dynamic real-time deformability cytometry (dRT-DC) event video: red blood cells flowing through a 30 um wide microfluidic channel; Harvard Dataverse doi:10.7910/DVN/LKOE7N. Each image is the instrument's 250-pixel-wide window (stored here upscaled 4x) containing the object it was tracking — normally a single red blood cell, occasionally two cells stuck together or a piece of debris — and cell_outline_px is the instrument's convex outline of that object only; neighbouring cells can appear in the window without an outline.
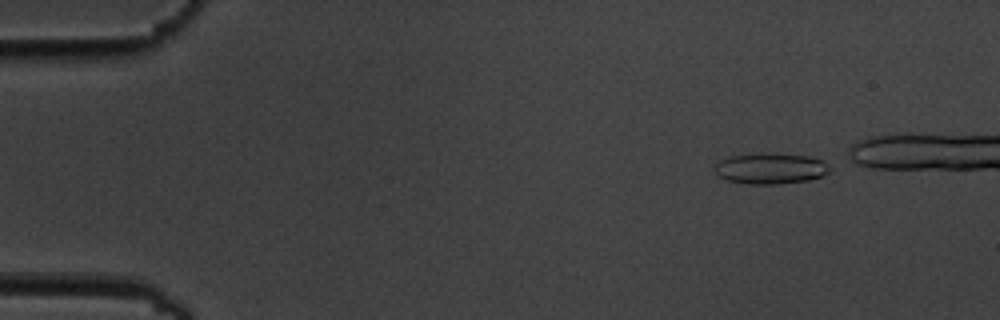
{"species": "common noctule bat (a hibernating species)", "species_latin": "Nyctalus noctula", "temperature_condition": "cold", "stored_images_in_passage": 5, "camera_frame_rate_fps": 3000, "um_per_image_px": 0.085, "animal": {"sex": "male", "body_mass_g": 19.5, "forearm_length_mm": 54.6}, "frame": {"image": 1, "passage_image": 1, "time_ms": 0.0, "image_size_px": [1000, 320], "cell_outline_px": [[832, 172], [808, 180], [780, 184], [748, 184], [728, 180], [716, 176], [716, 164], [720, 160], [732, 156], [764, 152], [772, 152], [808, 156], [824, 160], [832, 168]], "centroid_in_image_um": [65.54, 14.31], "position_along_channel_um": 19.5, "area_um2": 21.04}}